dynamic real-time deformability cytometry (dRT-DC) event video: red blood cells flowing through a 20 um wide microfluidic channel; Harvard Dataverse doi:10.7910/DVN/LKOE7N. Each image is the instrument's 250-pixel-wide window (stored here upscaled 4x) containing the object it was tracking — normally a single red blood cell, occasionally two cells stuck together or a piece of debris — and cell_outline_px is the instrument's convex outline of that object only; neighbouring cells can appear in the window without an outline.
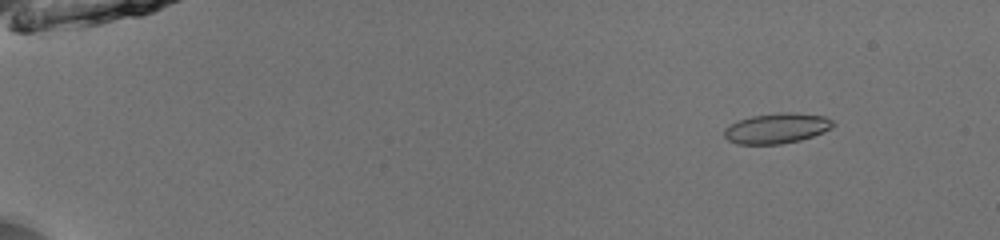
{"species": "common noctule bat (a hibernating species)", "species_latin": "Nyctalus noctula", "temperature_condition": "room temperature", "stored_images_in_passage": 53, "camera_frame_rate_fps": 3000, "um_per_image_px": 0.085, "animal": {"sex": "male", "body_mass_g": 13.0, "forearm_length_mm": 53.1}, "frame": {"image": 1, "passage_image": 7, "time_ms": 2.0, "image_size_px": [1000, 240], "cell_outline_px": [[836, 124], [832, 128], [824, 132], [800, 140], [780, 144], [736, 144], [728, 140], [724, 136], [724, 128], [736, 120], [752, 116], [780, 112], [792, 112], [824, 116], [832, 120]], "centroid_in_image_um": [66.01, 10.9], "position_along_channel_um": 19.0, "area_um2": 19.36}}
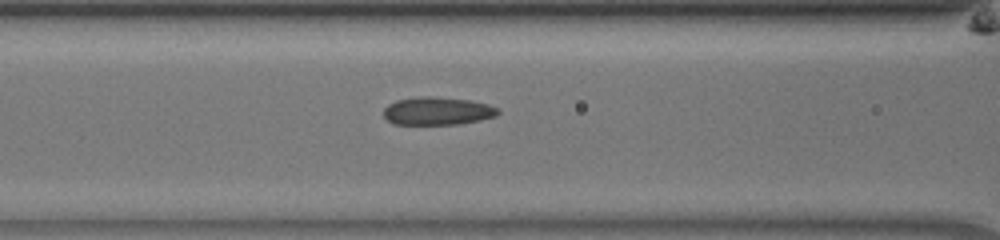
{"frame": {"image": 2, "passage_image": 25, "time_ms": 8.0, "image_size_px": [1000, 240], "cell_outline_px": [[500, 112], [496, 116], [480, 120], [460, 124], [392, 124], [384, 116], [384, 108], [388, 104], [396, 100], [420, 96], [432, 96], [468, 100], [488, 104], [496, 108]], "centroid_in_image_um": [37.16, 9.43], "position_along_channel_um": 129.4, "area_um2": 18.61}}
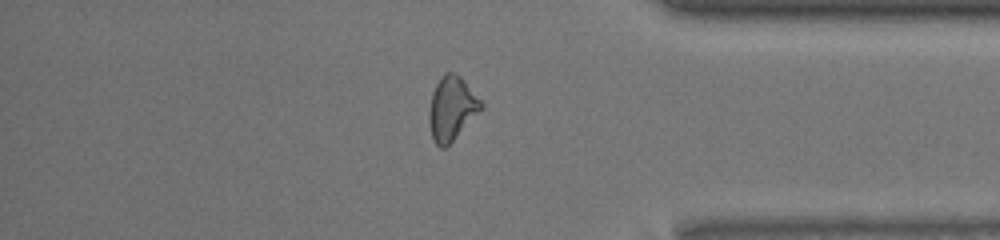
{"frame": {"image": 3, "passage_image": 46, "time_ms": 15.0, "image_size_px": [1000, 240], "cell_outline_px": [[484, 108], [444, 148], [440, 148], [432, 140], [428, 120], [428, 112], [432, 92], [440, 76], [444, 72], [452, 72], [460, 76], [464, 80], [484, 104]], "centroid_in_image_um": [38.38, 9.2], "position_along_channel_um": 396.8, "area_um2": 19.42}, "authors_computed_cell_mechanics": {"area_um2": 19.1318, "velocity_mm_per_s": 3.984, "shape_relaxation_time_tau1_ms": 4.6553, "shape_relaxation_time_tau2_ms": 2.3041, "deformation_change_tau1": 0.1396, "deformation_change_tau2": 0.0475}}